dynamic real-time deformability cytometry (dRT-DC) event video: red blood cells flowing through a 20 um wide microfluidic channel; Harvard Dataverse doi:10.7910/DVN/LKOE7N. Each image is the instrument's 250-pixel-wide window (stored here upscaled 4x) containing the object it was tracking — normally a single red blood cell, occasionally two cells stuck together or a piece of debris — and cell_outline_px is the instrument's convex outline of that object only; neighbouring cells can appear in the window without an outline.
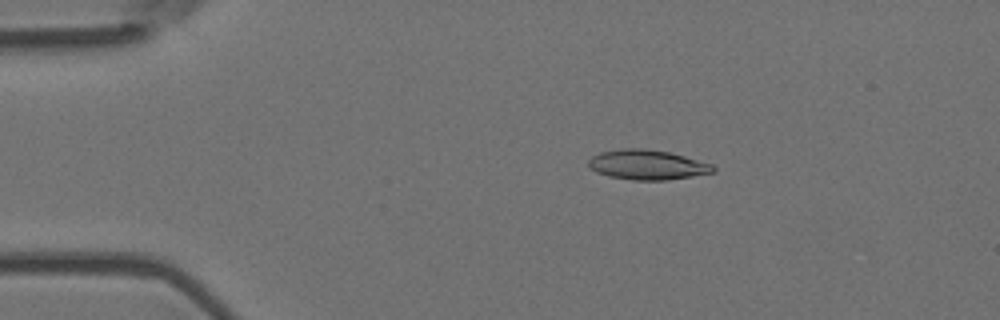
{"species": "Egyptian fruit bat (a non-hibernating species)", "species_latin": "Rousettus aegyptiacus", "temperature_condition": "room temperature", "stored_images_in_passage": 4, "camera_frame_rate_fps": 3000, "um_per_image_px": 0.085, "animal": {"sex": "female"}, "frame": {"image": 1, "passage_image": 2, "time_ms": 0.333, "image_size_px": [1000, 320], "cell_outline_px": [[716, 172], [668, 180], [632, 180], [608, 176], [596, 172], [588, 168], [588, 160], [592, 156], [600, 152], [620, 148], [644, 148], [668, 152], [684, 156], [712, 164], [716, 168]], "centroid_in_image_um": [54.99, 14.0], "position_along_channel_um": 30.0, "area_um2": 21.85}}
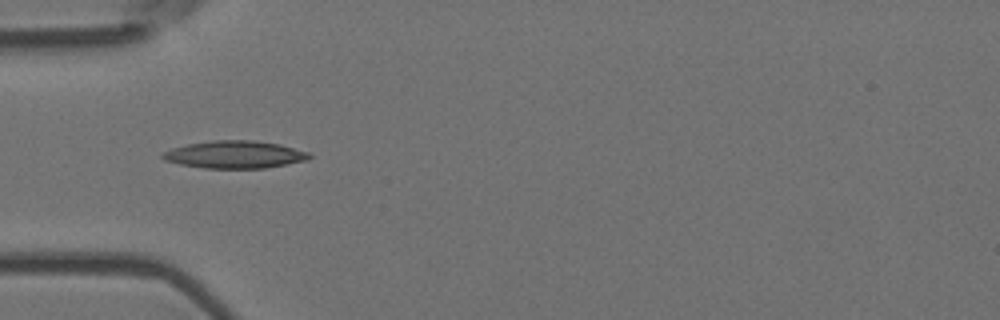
{"frame": {"image": 2, "passage_image": 4, "time_ms": 1.0, "image_size_px": [1000, 320], "cell_outline_px": [[312, 156], [308, 160], [264, 168], [204, 168], [180, 164], [164, 160], [160, 156], [164, 152], [172, 148], [188, 144], [212, 140], [256, 140], [280, 144], [308, 152]], "centroid_in_image_um": [19.96, 13.13], "position_along_channel_um": 65.0, "area_um2": 23.47}}